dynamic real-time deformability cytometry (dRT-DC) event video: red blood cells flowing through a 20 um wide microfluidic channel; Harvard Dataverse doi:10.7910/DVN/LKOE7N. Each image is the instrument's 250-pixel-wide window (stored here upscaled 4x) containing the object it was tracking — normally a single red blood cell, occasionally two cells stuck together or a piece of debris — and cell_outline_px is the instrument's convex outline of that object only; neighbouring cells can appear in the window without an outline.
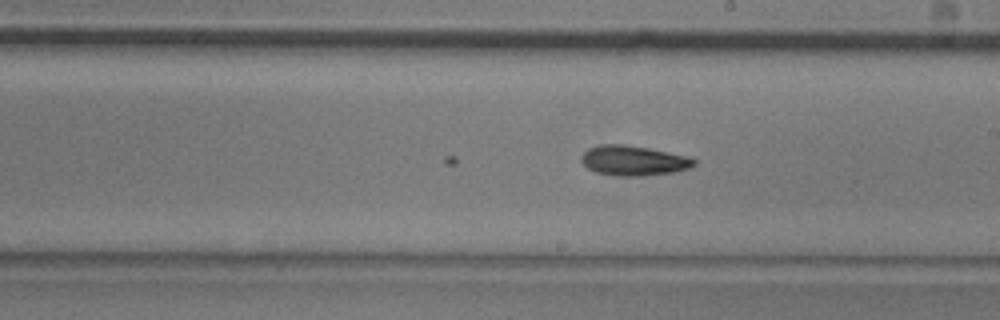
{"species": "common noctule bat (a hibernating species)", "species_latin": "Nyctalus noctula", "temperature_condition": "room temperature", "stored_images_in_passage": 15, "camera_frame_rate_fps": 3000, "um_per_image_px": 0.085, "animal": {"sex": "male", "body_mass_g": 20.5, "forearm_length_mm": 52.5}, "frame": {"image": 1, "passage_image": 15, "time_ms": 4.667, "image_size_px": [1000, 320], "cell_outline_px": [[696, 164], [688, 168], [672, 172], [644, 176], [616, 176], [596, 172], [588, 168], [580, 160], [580, 156], [588, 148], [600, 144], [624, 144], [648, 148], [668, 152], [684, 156], [696, 160]], "centroid_in_image_um": [53.79, 13.65], "position_along_channel_um": 235.2, "area_um2": 19.59}}